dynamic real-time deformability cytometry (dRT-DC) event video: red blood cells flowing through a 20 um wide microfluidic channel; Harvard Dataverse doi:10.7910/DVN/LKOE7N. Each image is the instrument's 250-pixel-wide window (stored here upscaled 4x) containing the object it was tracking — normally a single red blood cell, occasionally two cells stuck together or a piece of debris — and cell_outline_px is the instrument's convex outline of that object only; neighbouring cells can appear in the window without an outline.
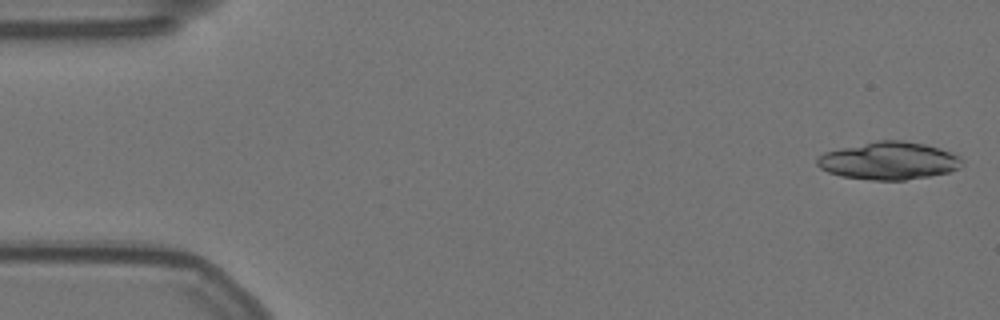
{"species": "Egyptian fruit bat (a non-hibernating species)", "species_latin": "Rousettus aegyptiacus", "temperature_condition": "warm", "stored_images_in_passage": 42, "camera_frame_rate_fps": 3000, "um_per_image_px": 0.085, "animal": {"sex": "female"}, "frame": {"image": 1, "passage_image": 1, "time_ms": 0.0, "image_size_px": [1000, 320], "cell_outline_px": [[964, 164], [960, 168], [948, 172], [928, 176], [904, 180], [872, 180], [840, 176], [828, 172], [820, 168], [816, 164], [816, 160], [824, 152], [840, 148], [880, 140], [900, 140], [924, 144], [940, 148], [964, 160]], "centroid_in_image_um": [75.54, 13.67], "position_along_channel_um": 9.5, "area_um2": 31.62}}
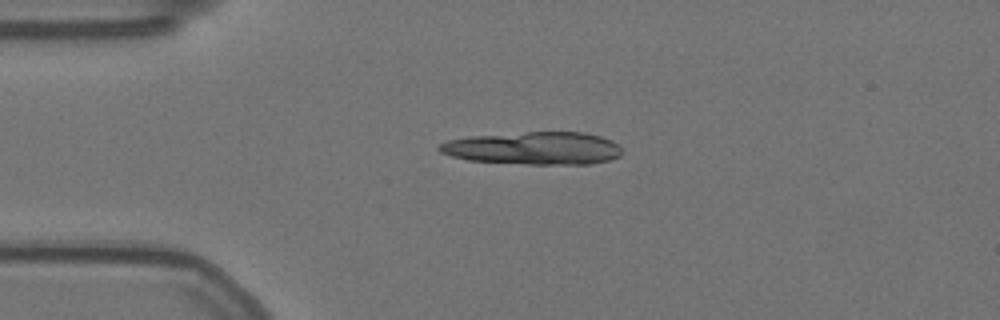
{"frame": {"image": 2, "passage_image": 12, "time_ms": 3.667, "image_size_px": [1000, 320], "cell_outline_px": [[624, 152], [620, 156], [608, 160], [588, 164], [528, 164], [468, 160], [452, 156], [440, 152], [436, 148], [440, 144], [448, 140], [468, 136], [528, 132], [584, 132], [600, 136], [612, 140]], "centroid_in_image_um": [45.36, 12.59], "position_along_channel_um": 39.6, "area_um2": 34.85}, "authors_computed_cell_mechanics": {"area_um2": 16.8487, "velocity_mm_per_s": 3.5503, "shape_relaxation_time_tau1_ms": 3.4592, "shape_relaxation_time_tau2_ms": 2.1538, "deformation_change_tau1": 0.1858, "deformation_change_tau2": 0.0913}}